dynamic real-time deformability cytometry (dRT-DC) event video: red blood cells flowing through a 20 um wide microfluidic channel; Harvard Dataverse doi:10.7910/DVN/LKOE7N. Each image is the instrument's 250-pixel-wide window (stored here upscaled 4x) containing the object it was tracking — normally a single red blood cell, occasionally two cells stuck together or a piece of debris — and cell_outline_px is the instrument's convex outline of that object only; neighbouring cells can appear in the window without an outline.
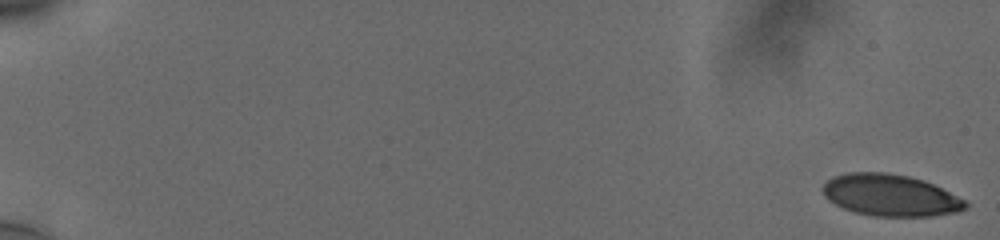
{"species": "human", "species_latin": "Homo sapiens", "temperature_condition": "cold", "stored_images_in_passage": 57, "camera_frame_rate_fps": 3000, "um_per_image_px": 0.085, "donor": {"sex": "male"}, "frame": {"image": 1, "passage_image": 1, "time_ms": 0.0, "image_size_px": [1000, 240], "cell_outline_px": [[968, 208], [960, 212], [932, 216], [872, 216], [852, 212], [828, 200], [824, 196], [820, 188], [832, 176], [848, 172], [884, 172], [908, 176], [924, 180], [964, 200], [968, 204]], "centroid_in_image_um": [75.65, 16.6], "position_along_channel_um": 9.4, "area_um2": 34.85}}
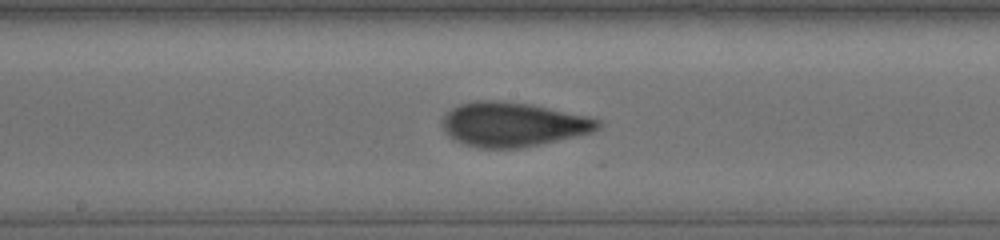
{"frame": {"image": 2, "passage_image": 33, "time_ms": 10.667, "image_size_px": [1000, 240], "cell_outline_px": [[600, 128], [592, 132], [576, 136], [540, 144], [520, 148], [480, 148], [456, 140], [448, 136], [444, 132], [444, 116], [452, 108], [460, 104], [476, 100], [496, 100], [532, 104], [584, 116], [600, 120]], "centroid_in_image_um": [43.59, 10.57], "position_along_channel_um": 204.6, "area_um2": 39.77}}
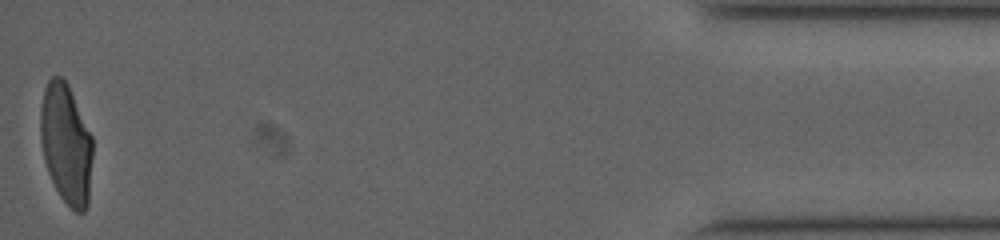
{"frame": {"image": 3, "passage_image": 57, "time_ms": 18.667, "image_size_px": [1000, 240], "cell_outline_px": [[92, 156], [88, 204], [84, 212], [76, 212], [60, 196], [48, 172], [44, 160], [40, 140], [40, 104], [44, 88], [48, 80], [52, 76], [60, 76], [68, 84], [92, 136]], "centroid_in_image_um": [5.6, 12.2], "position_along_channel_um": 429.6, "area_um2": 36.59}, "authors_computed_cell_mechanics": {"area_um2": 37.9746, "velocity_mm_per_s": 3.768, "shape_relaxation_time_tau1_ms": 5.4473, "shape_relaxation_time_tau2_ms": 0.7791, "deformation_change_tau1": 0.1887, "deformation_change_tau2": 0.0667}}